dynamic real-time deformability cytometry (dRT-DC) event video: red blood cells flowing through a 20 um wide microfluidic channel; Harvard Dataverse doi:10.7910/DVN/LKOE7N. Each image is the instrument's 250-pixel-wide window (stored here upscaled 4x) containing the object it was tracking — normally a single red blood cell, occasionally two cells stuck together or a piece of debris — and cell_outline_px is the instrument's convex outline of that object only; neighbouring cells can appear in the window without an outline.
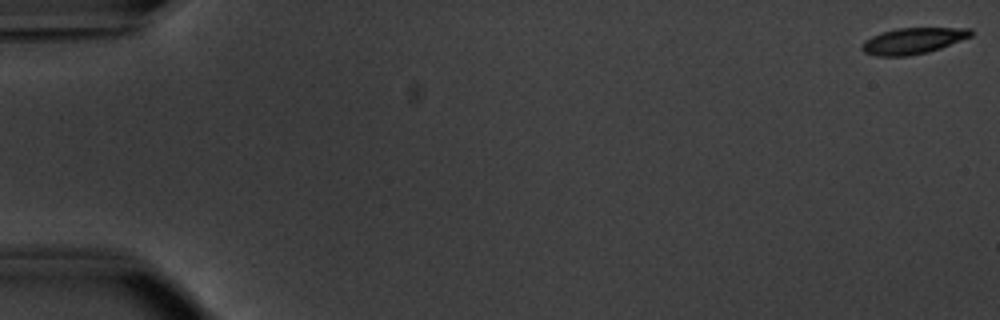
{"species": "common noctule bat (a hibernating species)", "species_latin": "Nyctalus noctula", "temperature_condition": "warm", "stored_images_in_passage": 10, "camera_frame_rate_fps": 3000, "um_per_image_px": 0.085, "animal": {"sex": "male", "body_mass_g": 20.1, "forearm_length_mm": 53.5}, "frame": {"image": 1, "passage_image": 1, "time_ms": 0.0, "image_size_px": [1000, 320], "cell_outline_px": [[972, 36], [940, 48], [928, 52], [908, 56], [876, 56], [864, 52], [860, 48], [860, 44], [864, 40], [872, 36], [896, 28], [972, 28]], "centroid_in_image_um": [77.57, 3.47], "position_along_channel_um": 7.4, "area_um2": 16.59}}